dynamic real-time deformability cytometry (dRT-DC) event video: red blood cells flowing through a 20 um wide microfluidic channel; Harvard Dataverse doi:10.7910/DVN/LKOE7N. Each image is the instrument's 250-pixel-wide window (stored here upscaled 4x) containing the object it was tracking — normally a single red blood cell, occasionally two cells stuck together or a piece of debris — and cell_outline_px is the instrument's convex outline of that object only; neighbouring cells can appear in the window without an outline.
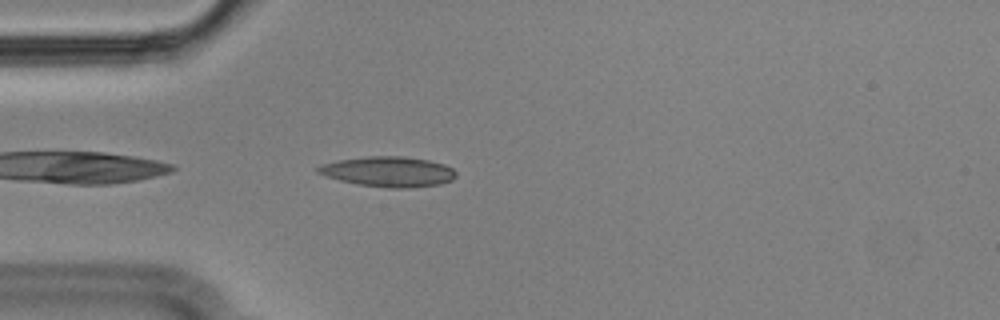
{"species": "Egyptian fruit bat (a non-hibernating species)", "species_latin": "Rousettus aegyptiacus", "temperature_condition": "cold", "stored_images_in_passage": 20, "camera_frame_rate_fps": 3000, "um_per_image_px": 0.085, "animal": {"sex": "male"}, "frame": {"image": 1, "passage_image": 2, "time_ms": 0.333, "image_size_px": [1000, 320], "cell_outline_px": [[456, 176], [452, 180], [440, 184], [408, 188], [388, 188], [360, 184], [340, 180], [324, 176], [316, 172], [316, 168], [320, 164], [340, 160], [368, 156], [404, 156], [428, 160], [444, 164], [452, 168], [456, 172]], "centroid_in_image_um": [33.01, 14.59], "position_along_channel_um": 52.0, "area_um2": 24.28}}
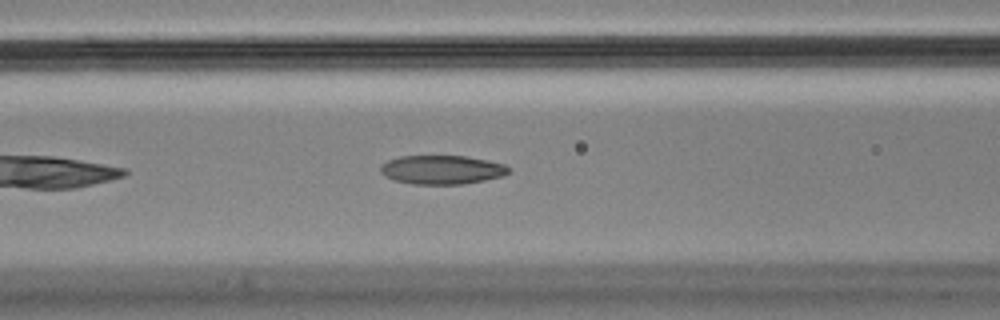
{"frame": {"image": 2, "passage_image": 9, "time_ms": 2.667, "image_size_px": [1000, 320], "cell_outline_px": [[508, 172], [504, 176], [464, 184], [412, 184], [392, 180], [384, 176], [380, 172], [380, 164], [388, 160], [400, 156], [464, 156], [488, 160], [504, 164], [508, 168]], "centroid_in_image_um": [37.51, 14.43], "position_along_channel_um": 129.1, "area_um2": 21.68}}
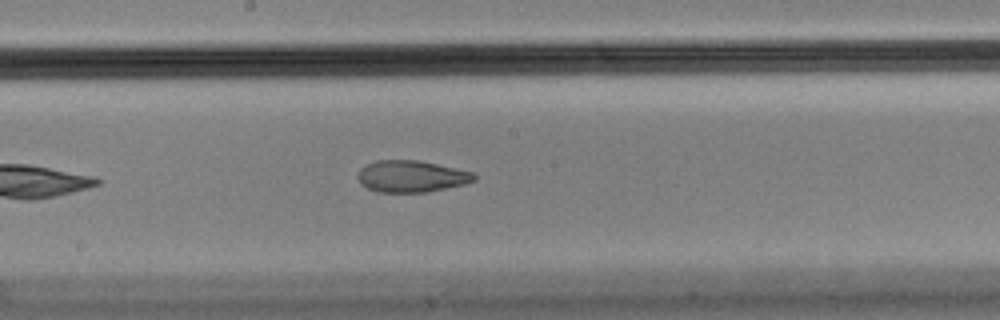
{"frame": {"image": 3, "passage_image": 16, "time_ms": 5.0, "image_size_px": [1000, 320], "cell_outline_px": [[476, 180], [464, 184], [428, 192], [380, 192], [368, 188], [356, 176], [360, 168], [364, 164], [376, 160], [420, 160], [476, 172]], "centroid_in_image_um": [35.0, 14.97], "position_along_channel_um": 213.2, "area_um2": 21.68}}